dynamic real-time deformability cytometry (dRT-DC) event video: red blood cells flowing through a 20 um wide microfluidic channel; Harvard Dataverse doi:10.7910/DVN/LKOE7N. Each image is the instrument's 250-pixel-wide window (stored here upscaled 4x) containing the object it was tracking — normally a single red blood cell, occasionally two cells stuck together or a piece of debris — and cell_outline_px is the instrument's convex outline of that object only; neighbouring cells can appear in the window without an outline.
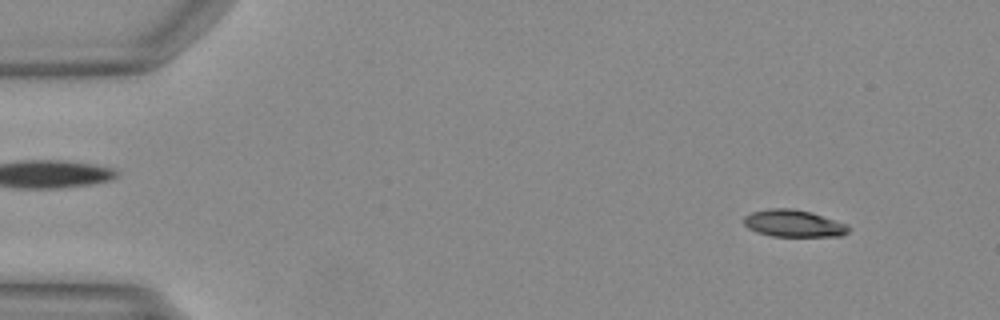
{"species": "Egyptian fruit bat (a non-hibernating species)", "species_latin": "Rousettus aegyptiacus", "temperature_condition": "warm", "stored_images_in_passage": 50, "camera_frame_rate_fps": 3000, "um_per_image_px": 0.085, "animal": {"sex": "female"}, "frame": {"image": 1, "passage_image": 5, "time_ms": 1.333, "image_size_px": [1000, 320], "cell_outline_px": [[852, 228], [848, 232], [840, 236], [772, 236], [756, 232], [748, 228], [744, 224], [744, 216], [752, 212], [768, 208], [792, 208], [812, 212], [848, 224]], "centroid_in_image_um": [67.47, 18.98], "position_along_channel_um": 17.5, "area_um2": 16.7}}
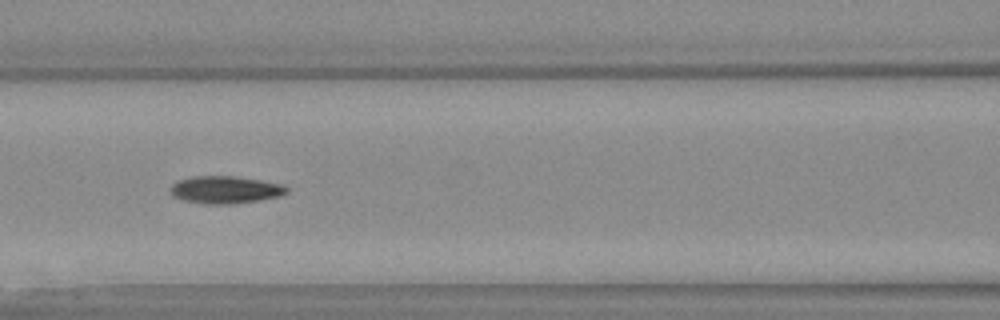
{"frame": {"image": 2, "passage_image": 22, "time_ms": 7.0, "image_size_px": [1000, 320], "cell_outline_px": [[288, 192], [280, 196], [256, 200], [228, 204], [204, 204], [184, 200], [172, 196], [168, 188], [176, 180], [192, 176], [232, 176], [260, 180], [284, 184], [288, 188]], "centroid_in_image_um": [19.1, 16.12], "position_along_channel_um": 147.5, "area_um2": 18.67}}
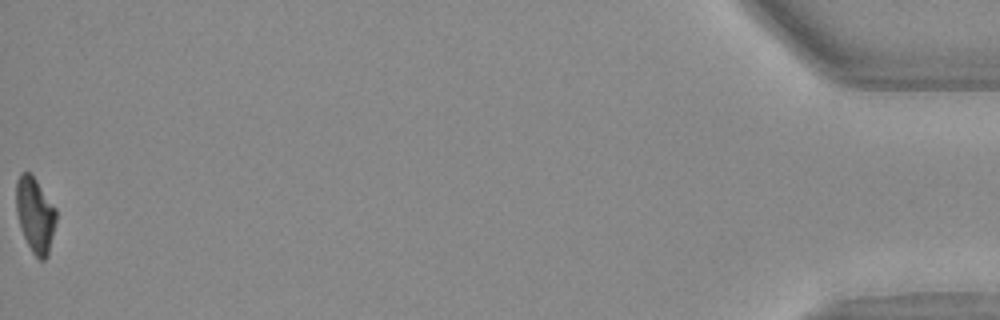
{"frame": {"image": 3, "passage_image": 50, "time_ms": 16.333, "image_size_px": [1000, 320], "cell_outline_px": [[56, 220], [48, 256], [44, 260], [40, 260], [32, 252], [20, 228], [16, 212], [16, 180], [20, 172], [28, 172], [36, 180], [56, 208]], "centroid_in_image_um": [2.98, 18.26], "position_along_channel_um": 432.2, "area_um2": 17.46}}